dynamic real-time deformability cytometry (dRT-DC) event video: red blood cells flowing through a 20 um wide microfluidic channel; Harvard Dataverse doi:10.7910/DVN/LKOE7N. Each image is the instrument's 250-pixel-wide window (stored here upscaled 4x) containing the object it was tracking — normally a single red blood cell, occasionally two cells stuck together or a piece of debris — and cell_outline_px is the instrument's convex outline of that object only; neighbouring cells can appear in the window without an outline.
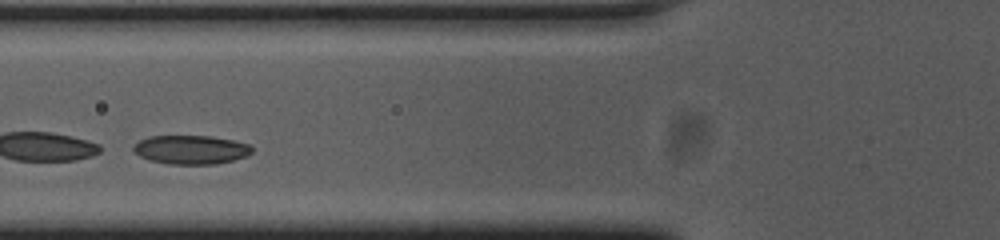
{"species": "common noctule bat (a hibernating species)", "species_latin": "Nyctalus noctula", "temperature_condition": "cold", "stored_images_in_passage": 34, "camera_frame_rate_fps": 3000, "um_per_image_px": 0.085, "animal": {"sex": "female", "body_mass_g": 23.0, "forearm_length_mm": 53.4}, "frame": {"image": 1, "passage_image": 10, "time_ms": 3.0, "image_size_px": [1000, 240], "cell_outline_px": [[252, 152], [248, 156], [216, 164], [168, 164], [152, 160], [140, 156], [132, 148], [140, 140], [148, 136], [212, 136], [252, 144]], "centroid_in_image_um": [16.28, 12.72], "position_along_channel_um": 109.5, "area_um2": 19.88}, "authors_computed_cell_mechanics": {"area_um2": 19.941, "velocity_mm_per_s": 3.6408, "shape_relaxation_time_tau1_ms": 1.3703, "shape_relaxation_time_tau2_ms": 8.7363, "deformation_change_tau1": 0.0422, "deformation_change_tau2": 0.1138}}